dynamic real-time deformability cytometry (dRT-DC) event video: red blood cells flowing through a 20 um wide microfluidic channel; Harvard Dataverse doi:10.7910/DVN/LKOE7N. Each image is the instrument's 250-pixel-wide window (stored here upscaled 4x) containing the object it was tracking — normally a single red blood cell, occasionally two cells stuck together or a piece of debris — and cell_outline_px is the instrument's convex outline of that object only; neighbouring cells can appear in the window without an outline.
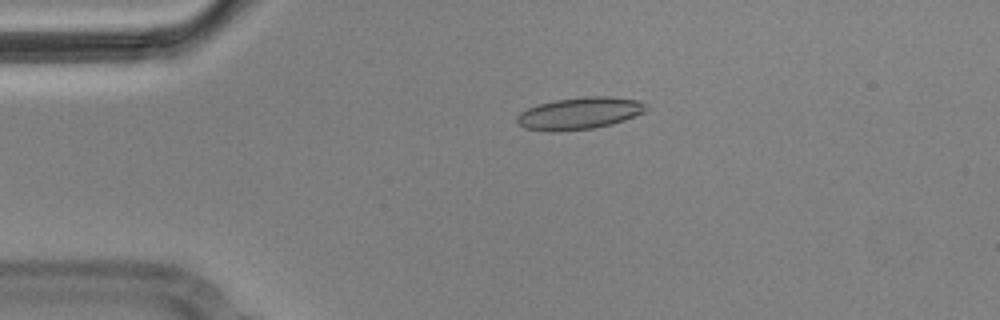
{"species": "Egyptian fruit bat (a non-hibernating species)", "species_latin": "Rousettus aegyptiacus", "temperature_condition": "cold", "stored_images_in_passage": 5, "camera_frame_rate_fps": 3000, "um_per_image_px": 0.085, "animal": {"sex": "male"}, "frame": {"image": 1, "passage_image": 4, "time_ms": 1.0, "image_size_px": [1000, 320], "cell_outline_px": [[648, 108], [644, 112], [624, 120], [612, 124], [592, 128], [552, 132], [524, 128], [516, 124], [516, 116], [520, 112], [528, 108], [540, 104], [556, 100], [584, 96], [612, 96], [640, 100]], "centroid_in_image_um": [49.24, 9.63], "position_along_channel_um": 35.8, "area_um2": 24.16}}